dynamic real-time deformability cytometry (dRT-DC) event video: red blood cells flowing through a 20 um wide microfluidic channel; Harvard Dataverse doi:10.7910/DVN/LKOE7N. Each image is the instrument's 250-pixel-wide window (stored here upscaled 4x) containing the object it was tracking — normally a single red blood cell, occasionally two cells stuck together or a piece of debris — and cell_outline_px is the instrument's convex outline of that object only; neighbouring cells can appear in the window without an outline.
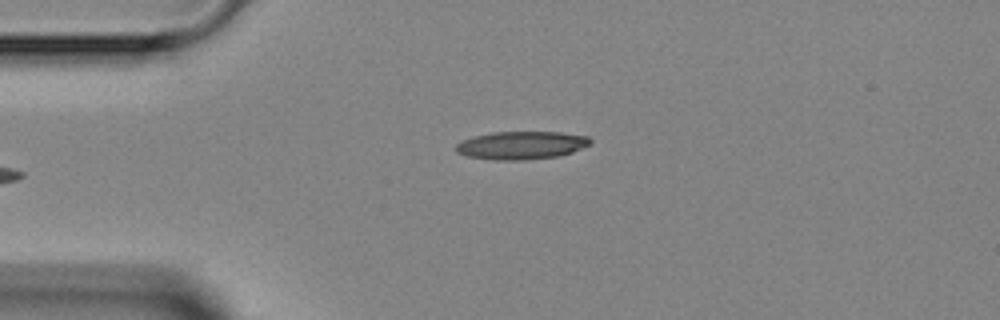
{"species": "Egyptian fruit bat (a non-hibernating species)", "species_latin": "Rousettus aegyptiacus", "temperature_condition": "room temperature", "stored_images_in_passage": 3, "camera_frame_rate_fps": 3000, "um_per_image_px": 0.085, "animal": {"sex": "female"}, "frame": {"image": 1, "passage_image": 3, "time_ms": 2.333, "image_size_px": [1000, 320], "cell_outline_px": [[592, 140], [588, 144], [572, 152], [560, 156], [524, 160], [496, 160], [468, 156], [456, 152], [456, 144], [460, 140], [472, 136], [492, 132], [560, 132], [588, 136]], "centroid_in_image_um": [44.28, 12.34], "position_along_channel_um": 40.7, "area_um2": 21.96}}